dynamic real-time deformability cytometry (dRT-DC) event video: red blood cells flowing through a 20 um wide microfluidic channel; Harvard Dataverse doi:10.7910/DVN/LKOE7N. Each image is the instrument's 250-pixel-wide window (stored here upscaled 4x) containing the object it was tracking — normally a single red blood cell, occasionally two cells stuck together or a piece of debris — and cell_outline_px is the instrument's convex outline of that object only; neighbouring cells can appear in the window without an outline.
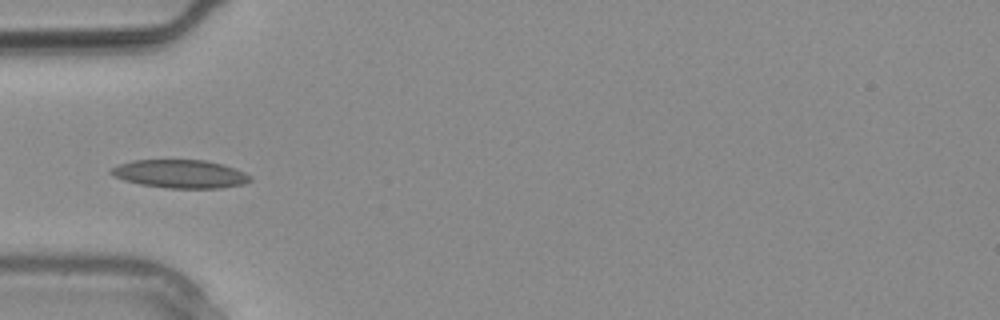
{"species": "common noctule bat (a hibernating species)", "species_latin": "Nyctalus noctula", "temperature_condition": "warm", "stored_images_in_passage": 2, "camera_frame_rate_fps": 3000, "um_per_image_px": 0.085, "animal": {"sex": "male", "body_mass_g": 20.4}, "frame": {"image": 1, "passage_image": 2, "time_ms": 0.333, "image_size_px": [1000, 320], "cell_outline_px": [[252, 180], [244, 184], [220, 188], [168, 188], [140, 184], [124, 180], [108, 172], [112, 168], [120, 164], [132, 160], [204, 160], [220, 164], [244, 172], [252, 176]], "centroid_in_image_um": [15.33, 14.79], "position_along_channel_um": 69.7, "area_um2": 22.72}}